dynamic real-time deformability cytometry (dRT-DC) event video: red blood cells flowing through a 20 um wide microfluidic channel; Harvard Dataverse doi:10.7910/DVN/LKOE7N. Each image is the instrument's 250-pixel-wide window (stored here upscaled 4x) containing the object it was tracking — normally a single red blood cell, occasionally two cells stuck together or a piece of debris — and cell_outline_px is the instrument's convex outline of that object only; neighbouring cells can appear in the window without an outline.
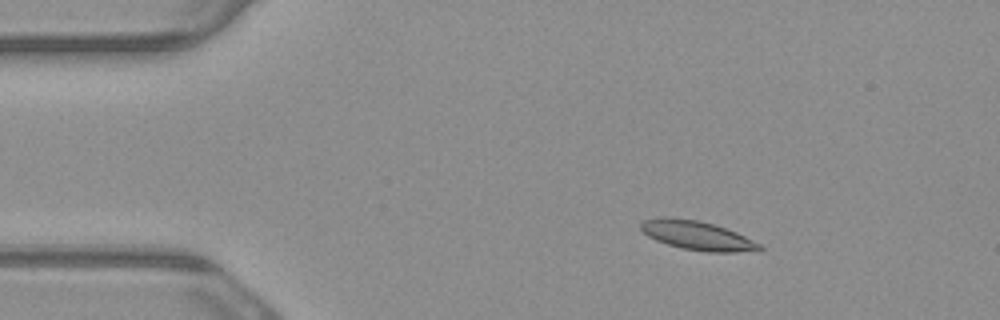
{"species": "common noctule bat (a hibernating species)", "species_latin": "Nyctalus noctula", "temperature_condition": "warm", "stored_images_in_passage": 5, "camera_frame_rate_fps": 3000, "um_per_image_px": 0.085, "animal": {"sex": "male", "body_mass_g": 23.1, "forearm_length_mm": 52.7}, "frame": {"image": 1, "passage_image": 3, "time_ms": 0.667, "image_size_px": [1000, 320], "cell_outline_px": [[764, 248], [760, 252], [704, 252], [684, 248], [668, 244], [656, 240], [648, 236], [640, 228], [640, 224], [644, 220], [660, 216], [668, 216], [696, 220], [712, 224], [736, 232], [760, 244]], "centroid_in_image_um": [59.28, 20.02], "position_along_channel_um": 25.7, "area_um2": 20.11}}